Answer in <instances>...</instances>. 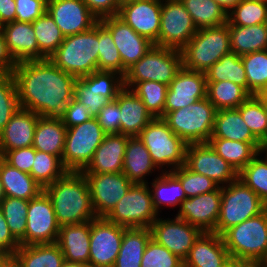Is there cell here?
I'll list each match as a JSON object with an SVG mask.
<instances>
[{"mask_svg":"<svg viewBox=\"0 0 267 267\" xmlns=\"http://www.w3.org/2000/svg\"><path fill=\"white\" fill-rule=\"evenodd\" d=\"M153 181L147 184L152 194V200L155 210L158 214L161 213V209H172L176 206L180 207L181 202L186 199V194L180 181L171 172H160ZM160 212V213H159Z\"/></svg>","mask_w":267,"mask_h":267,"instance_id":"cell-36","label":"cell"},{"mask_svg":"<svg viewBox=\"0 0 267 267\" xmlns=\"http://www.w3.org/2000/svg\"><path fill=\"white\" fill-rule=\"evenodd\" d=\"M32 26L39 51L49 58L58 49L65 36L47 11L32 22Z\"/></svg>","mask_w":267,"mask_h":267,"instance_id":"cell-44","label":"cell"},{"mask_svg":"<svg viewBox=\"0 0 267 267\" xmlns=\"http://www.w3.org/2000/svg\"><path fill=\"white\" fill-rule=\"evenodd\" d=\"M99 21L110 31L121 60L122 76L140 60L154 45L147 38L136 33L118 16H106Z\"/></svg>","mask_w":267,"mask_h":267,"instance_id":"cell-18","label":"cell"},{"mask_svg":"<svg viewBox=\"0 0 267 267\" xmlns=\"http://www.w3.org/2000/svg\"><path fill=\"white\" fill-rule=\"evenodd\" d=\"M250 1L262 2V3L267 4V0H250Z\"/></svg>","mask_w":267,"mask_h":267,"instance_id":"cell-70","label":"cell"},{"mask_svg":"<svg viewBox=\"0 0 267 267\" xmlns=\"http://www.w3.org/2000/svg\"><path fill=\"white\" fill-rule=\"evenodd\" d=\"M231 52L239 56L267 49V23L253 26L229 25Z\"/></svg>","mask_w":267,"mask_h":267,"instance_id":"cell-34","label":"cell"},{"mask_svg":"<svg viewBox=\"0 0 267 267\" xmlns=\"http://www.w3.org/2000/svg\"><path fill=\"white\" fill-rule=\"evenodd\" d=\"M99 21L88 31L65 36L49 59L76 78L98 70Z\"/></svg>","mask_w":267,"mask_h":267,"instance_id":"cell-3","label":"cell"},{"mask_svg":"<svg viewBox=\"0 0 267 267\" xmlns=\"http://www.w3.org/2000/svg\"><path fill=\"white\" fill-rule=\"evenodd\" d=\"M20 108L13 74L0 73V132Z\"/></svg>","mask_w":267,"mask_h":267,"instance_id":"cell-50","label":"cell"},{"mask_svg":"<svg viewBox=\"0 0 267 267\" xmlns=\"http://www.w3.org/2000/svg\"><path fill=\"white\" fill-rule=\"evenodd\" d=\"M118 1H119L120 5H121V4L125 3V2L133 1V0H118Z\"/></svg>","mask_w":267,"mask_h":267,"instance_id":"cell-71","label":"cell"},{"mask_svg":"<svg viewBox=\"0 0 267 267\" xmlns=\"http://www.w3.org/2000/svg\"><path fill=\"white\" fill-rule=\"evenodd\" d=\"M36 149L33 146L6 151L1 157L14 168L30 174Z\"/></svg>","mask_w":267,"mask_h":267,"instance_id":"cell-57","label":"cell"},{"mask_svg":"<svg viewBox=\"0 0 267 267\" xmlns=\"http://www.w3.org/2000/svg\"><path fill=\"white\" fill-rule=\"evenodd\" d=\"M199 28L218 27L227 23V11L214 0H181Z\"/></svg>","mask_w":267,"mask_h":267,"instance_id":"cell-39","label":"cell"},{"mask_svg":"<svg viewBox=\"0 0 267 267\" xmlns=\"http://www.w3.org/2000/svg\"><path fill=\"white\" fill-rule=\"evenodd\" d=\"M141 267H183V260L151 238L145 248Z\"/></svg>","mask_w":267,"mask_h":267,"instance_id":"cell-53","label":"cell"},{"mask_svg":"<svg viewBox=\"0 0 267 267\" xmlns=\"http://www.w3.org/2000/svg\"><path fill=\"white\" fill-rule=\"evenodd\" d=\"M216 107L204 98L171 112L163 119L186 144L208 143L213 131Z\"/></svg>","mask_w":267,"mask_h":267,"instance_id":"cell-7","label":"cell"},{"mask_svg":"<svg viewBox=\"0 0 267 267\" xmlns=\"http://www.w3.org/2000/svg\"><path fill=\"white\" fill-rule=\"evenodd\" d=\"M62 267H91L89 264L65 261Z\"/></svg>","mask_w":267,"mask_h":267,"instance_id":"cell-66","label":"cell"},{"mask_svg":"<svg viewBox=\"0 0 267 267\" xmlns=\"http://www.w3.org/2000/svg\"><path fill=\"white\" fill-rule=\"evenodd\" d=\"M89 10L98 18L117 16L120 10L118 0H83Z\"/></svg>","mask_w":267,"mask_h":267,"instance_id":"cell-60","label":"cell"},{"mask_svg":"<svg viewBox=\"0 0 267 267\" xmlns=\"http://www.w3.org/2000/svg\"><path fill=\"white\" fill-rule=\"evenodd\" d=\"M158 168L139 136L129 137L123 160V173L133 183H148L146 176H151Z\"/></svg>","mask_w":267,"mask_h":267,"instance_id":"cell-29","label":"cell"},{"mask_svg":"<svg viewBox=\"0 0 267 267\" xmlns=\"http://www.w3.org/2000/svg\"><path fill=\"white\" fill-rule=\"evenodd\" d=\"M208 143L237 173L264 148L261 142H241L221 138H210Z\"/></svg>","mask_w":267,"mask_h":267,"instance_id":"cell-33","label":"cell"},{"mask_svg":"<svg viewBox=\"0 0 267 267\" xmlns=\"http://www.w3.org/2000/svg\"><path fill=\"white\" fill-rule=\"evenodd\" d=\"M67 170L58 156L36 150L30 175L43 188L62 177Z\"/></svg>","mask_w":267,"mask_h":267,"instance_id":"cell-45","label":"cell"},{"mask_svg":"<svg viewBox=\"0 0 267 267\" xmlns=\"http://www.w3.org/2000/svg\"><path fill=\"white\" fill-rule=\"evenodd\" d=\"M250 96L243 87L229 80L207 82V98L217 110L238 108Z\"/></svg>","mask_w":267,"mask_h":267,"instance_id":"cell-40","label":"cell"},{"mask_svg":"<svg viewBox=\"0 0 267 267\" xmlns=\"http://www.w3.org/2000/svg\"><path fill=\"white\" fill-rule=\"evenodd\" d=\"M16 64V61L7 49L5 37L0 30V73H12Z\"/></svg>","mask_w":267,"mask_h":267,"instance_id":"cell-61","label":"cell"},{"mask_svg":"<svg viewBox=\"0 0 267 267\" xmlns=\"http://www.w3.org/2000/svg\"><path fill=\"white\" fill-rule=\"evenodd\" d=\"M7 49L18 62L47 59L40 51L32 23L13 21L0 27Z\"/></svg>","mask_w":267,"mask_h":267,"instance_id":"cell-23","label":"cell"},{"mask_svg":"<svg viewBox=\"0 0 267 267\" xmlns=\"http://www.w3.org/2000/svg\"><path fill=\"white\" fill-rule=\"evenodd\" d=\"M56 244L65 261L89 264L90 221L61 226Z\"/></svg>","mask_w":267,"mask_h":267,"instance_id":"cell-28","label":"cell"},{"mask_svg":"<svg viewBox=\"0 0 267 267\" xmlns=\"http://www.w3.org/2000/svg\"><path fill=\"white\" fill-rule=\"evenodd\" d=\"M120 107V134L139 136L141 131L153 120L141 99L129 88L123 87L117 97Z\"/></svg>","mask_w":267,"mask_h":267,"instance_id":"cell-27","label":"cell"},{"mask_svg":"<svg viewBox=\"0 0 267 267\" xmlns=\"http://www.w3.org/2000/svg\"><path fill=\"white\" fill-rule=\"evenodd\" d=\"M50 197L60 226L96 219L88 181L82 172L67 171L44 188Z\"/></svg>","mask_w":267,"mask_h":267,"instance_id":"cell-2","label":"cell"},{"mask_svg":"<svg viewBox=\"0 0 267 267\" xmlns=\"http://www.w3.org/2000/svg\"><path fill=\"white\" fill-rule=\"evenodd\" d=\"M265 209L260 197L237 178L222 187L220 212L213 233L221 236L227 229L262 213Z\"/></svg>","mask_w":267,"mask_h":267,"instance_id":"cell-9","label":"cell"},{"mask_svg":"<svg viewBox=\"0 0 267 267\" xmlns=\"http://www.w3.org/2000/svg\"><path fill=\"white\" fill-rule=\"evenodd\" d=\"M12 74L22 109L56 118L67 112L77 78L58 68L49 58L18 62Z\"/></svg>","mask_w":267,"mask_h":267,"instance_id":"cell-1","label":"cell"},{"mask_svg":"<svg viewBox=\"0 0 267 267\" xmlns=\"http://www.w3.org/2000/svg\"><path fill=\"white\" fill-rule=\"evenodd\" d=\"M238 179L251 188L267 208V154L263 150L238 173Z\"/></svg>","mask_w":267,"mask_h":267,"instance_id":"cell-43","label":"cell"},{"mask_svg":"<svg viewBox=\"0 0 267 267\" xmlns=\"http://www.w3.org/2000/svg\"><path fill=\"white\" fill-rule=\"evenodd\" d=\"M207 97V80L203 72L182 67L168 85L164 116Z\"/></svg>","mask_w":267,"mask_h":267,"instance_id":"cell-20","label":"cell"},{"mask_svg":"<svg viewBox=\"0 0 267 267\" xmlns=\"http://www.w3.org/2000/svg\"><path fill=\"white\" fill-rule=\"evenodd\" d=\"M46 11L64 36L86 32L99 21L83 0H47Z\"/></svg>","mask_w":267,"mask_h":267,"instance_id":"cell-21","label":"cell"},{"mask_svg":"<svg viewBox=\"0 0 267 267\" xmlns=\"http://www.w3.org/2000/svg\"><path fill=\"white\" fill-rule=\"evenodd\" d=\"M197 30L181 1L162 0L158 46L181 50Z\"/></svg>","mask_w":267,"mask_h":267,"instance_id":"cell-13","label":"cell"},{"mask_svg":"<svg viewBox=\"0 0 267 267\" xmlns=\"http://www.w3.org/2000/svg\"><path fill=\"white\" fill-rule=\"evenodd\" d=\"M15 4L18 22L32 23L47 9V0H15Z\"/></svg>","mask_w":267,"mask_h":267,"instance_id":"cell-55","label":"cell"},{"mask_svg":"<svg viewBox=\"0 0 267 267\" xmlns=\"http://www.w3.org/2000/svg\"><path fill=\"white\" fill-rule=\"evenodd\" d=\"M20 246V242L11 233L0 208V255H14Z\"/></svg>","mask_w":267,"mask_h":267,"instance_id":"cell-59","label":"cell"},{"mask_svg":"<svg viewBox=\"0 0 267 267\" xmlns=\"http://www.w3.org/2000/svg\"><path fill=\"white\" fill-rule=\"evenodd\" d=\"M67 128L61 118L39 116L32 146L62 160Z\"/></svg>","mask_w":267,"mask_h":267,"instance_id":"cell-30","label":"cell"},{"mask_svg":"<svg viewBox=\"0 0 267 267\" xmlns=\"http://www.w3.org/2000/svg\"><path fill=\"white\" fill-rule=\"evenodd\" d=\"M98 71L122 75V60L110 31L99 21Z\"/></svg>","mask_w":267,"mask_h":267,"instance_id":"cell-51","label":"cell"},{"mask_svg":"<svg viewBox=\"0 0 267 267\" xmlns=\"http://www.w3.org/2000/svg\"><path fill=\"white\" fill-rule=\"evenodd\" d=\"M223 267H239V260L230 258Z\"/></svg>","mask_w":267,"mask_h":267,"instance_id":"cell-67","label":"cell"},{"mask_svg":"<svg viewBox=\"0 0 267 267\" xmlns=\"http://www.w3.org/2000/svg\"><path fill=\"white\" fill-rule=\"evenodd\" d=\"M159 215L149 184L134 183L105 219L125 228H150Z\"/></svg>","mask_w":267,"mask_h":267,"instance_id":"cell-10","label":"cell"},{"mask_svg":"<svg viewBox=\"0 0 267 267\" xmlns=\"http://www.w3.org/2000/svg\"><path fill=\"white\" fill-rule=\"evenodd\" d=\"M0 267H20L14 255H0Z\"/></svg>","mask_w":267,"mask_h":267,"instance_id":"cell-63","label":"cell"},{"mask_svg":"<svg viewBox=\"0 0 267 267\" xmlns=\"http://www.w3.org/2000/svg\"><path fill=\"white\" fill-rule=\"evenodd\" d=\"M239 267H267L266 261H241L239 260Z\"/></svg>","mask_w":267,"mask_h":267,"instance_id":"cell-65","label":"cell"},{"mask_svg":"<svg viewBox=\"0 0 267 267\" xmlns=\"http://www.w3.org/2000/svg\"><path fill=\"white\" fill-rule=\"evenodd\" d=\"M171 173L180 181L186 198L208 193L219 188V185L205 175L193 172L182 165Z\"/></svg>","mask_w":267,"mask_h":267,"instance_id":"cell-52","label":"cell"},{"mask_svg":"<svg viewBox=\"0 0 267 267\" xmlns=\"http://www.w3.org/2000/svg\"><path fill=\"white\" fill-rule=\"evenodd\" d=\"M123 134H106L82 173H118L123 171V160L128 138Z\"/></svg>","mask_w":267,"mask_h":267,"instance_id":"cell-24","label":"cell"},{"mask_svg":"<svg viewBox=\"0 0 267 267\" xmlns=\"http://www.w3.org/2000/svg\"><path fill=\"white\" fill-rule=\"evenodd\" d=\"M125 229L105 218L90 221L89 265L91 267L114 266Z\"/></svg>","mask_w":267,"mask_h":267,"instance_id":"cell-15","label":"cell"},{"mask_svg":"<svg viewBox=\"0 0 267 267\" xmlns=\"http://www.w3.org/2000/svg\"><path fill=\"white\" fill-rule=\"evenodd\" d=\"M120 115V107L115 99L108 101L96 118L106 134H120Z\"/></svg>","mask_w":267,"mask_h":267,"instance_id":"cell-56","label":"cell"},{"mask_svg":"<svg viewBox=\"0 0 267 267\" xmlns=\"http://www.w3.org/2000/svg\"><path fill=\"white\" fill-rule=\"evenodd\" d=\"M74 97L89 109V113L96 117L108 100L98 95L92 88H88L79 78L75 82Z\"/></svg>","mask_w":267,"mask_h":267,"instance_id":"cell-54","label":"cell"},{"mask_svg":"<svg viewBox=\"0 0 267 267\" xmlns=\"http://www.w3.org/2000/svg\"><path fill=\"white\" fill-rule=\"evenodd\" d=\"M39 115L20 108L0 132V156L8 150L30 147Z\"/></svg>","mask_w":267,"mask_h":267,"instance_id":"cell-26","label":"cell"},{"mask_svg":"<svg viewBox=\"0 0 267 267\" xmlns=\"http://www.w3.org/2000/svg\"><path fill=\"white\" fill-rule=\"evenodd\" d=\"M230 258L241 261L267 260V208L227 229L222 235Z\"/></svg>","mask_w":267,"mask_h":267,"instance_id":"cell-5","label":"cell"},{"mask_svg":"<svg viewBox=\"0 0 267 267\" xmlns=\"http://www.w3.org/2000/svg\"><path fill=\"white\" fill-rule=\"evenodd\" d=\"M143 102L153 117H164L168 85L155 81H142L131 89Z\"/></svg>","mask_w":267,"mask_h":267,"instance_id":"cell-48","label":"cell"},{"mask_svg":"<svg viewBox=\"0 0 267 267\" xmlns=\"http://www.w3.org/2000/svg\"><path fill=\"white\" fill-rule=\"evenodd\" d=\"M207 82H220L229 80L248 92V82L241 56L230 52L222 56L206 72Z\"/></svg>","mask_w":267,"mask_h":267,"instance_id":"cell-38","label":"cell"},{"mask_svg":"<svg viewBox=\"0 0 267 267\" xmlns=\"http://www.w3.org/2000/svg\"><path fill=\"white\" fill-rule=\"evenodd\" d=\"M222 187L181 202L176 217L199 228L202 232H214L218 222Z\"/></svg>","mask_w":267,"mask_h":267,"instance_id":"cell-22","label":"cell"},{"mask_svg":"<svg viewBox=\"0 0 267 267\" xmlns=\"http://www.w3.org/2000/svg\"><path fill=\"white\" fill-rule=\"evenodd\" d=\"M151 238L150 228H126L113 267H141L145 248Z\"/></svg>","mask_w":267,"mask_h":267,"instance_id":"cell-35","label":"cell"},{"mask_svg":"<svg viewBox=\"0 0 267 267\" xmlns=\"http://www.w3.org/2000/svg\"><path fill=\"white\" fill-rule=\"evenodd\" d=\"M152 239L166 247L170 252L184 261L194 242L203 233L199 228L179 217L161 218L152 223Z\"/></svg>","mask_w":267,"mask_h":267,"instance_id":"cell-16","label":"cell"},{"mask_svg":"<svg viewBox=\"0 0 267 267\" xmlns=\"http://www.w3.org/2000/svg\"><path fill=\"white\" fill-rule=\"evenodd\" d=\"M229 259L222 236L203 232L184 259L183 267H223Z\"/></svg>","mask_w":267,"mask_h":267,"instance_id":"cell-25","label":"cell"},{"mask_svg":"<svg viewBox=\"0 0 267 267\" xmlns=\"http://www.w3.org/2000/svg\"><path fill=\"white\" fill-rule=\"evenodd\" d=\"M227 23L237 26H253L267 23V4L241 0L227 12Z\"/></svg>","mask_w":267,"mask_h":267,"instance_id":"cell-46","label":"cell"},{"mask_svg":"<svg viewBox=\"0 0 267 267\" xmlns=\"http://www.w3.org/2000/svg\"><path fill=\"white\" fill-rule=\"evenodd\" d=\"M180 52L182 67L205 73L222 56L231 52L228 23L199 28Z\"/></svg>","mask_w":267,"mask_h":267,"instance_id":"cell-4","label":"cell"},{"mask_svg":"<svg viewBox=\"0 0 267 267\" xmlns=\"http://www.w3.org/2000/svg\"><path fill=\"white\" fill-rule=\"evenodd\" d=\"M27 227L20 245L56 243L60 225L57 221L50 197L43 190L29 200Z\"/></svg>","mask_w":267,"mask_h":267,"instance_id":"cell-12","label":"cell"},{"mask_svg":"<svg viewBox=\"0 0 267 267\" xmlns=\"http://www.w3.org/2000/svg\"><path fill=\"white\" fill-rule=\"evenodd\" d=\"M88 88H92L98 95L108 101L116 99L119 91L124 87V78L113 71H94L92 74L79 78Z\"/></svg>","mask_w":267,"mask_h":267,"instance_id":"cell-47","label":"cell"},{"mask_svg":"<svg viewBox=\"0 0 267 267\" xmlns=\"http://www.w3.org/2000/svg\"><path fill=\"white\" fill-rule=\"evenodd\" d=\"M263 152H267V143L264 145Z\"/></svg>","mask_w":267,"mask_h":267,"instance_id":"cell-72","label":"cell"},{"mask_svg":"<svg viewBox=\"0 0 267 267\" xmlns=\"http://www.w3.org/2000/svg\"><path fill=\"white\" fill-rule=\"evenodd\" d=\"M248 82V93H267V49L241 56Z\"/></svg>","mask_w":267,"mask_h":267,"instance_id":"cell-41","label":"cell"},{"mask_svg":"<svg viewBox=\"0 0 267 267\" xmlns=\"http://www.w3.org/2000/svg\"><path fill=\"white\" fill-rule=\"evenodd\" d=\"M29 200L5 197L0 208L13 236L20 241L25 236Z\"/></svg>","mask_w":267,"mask_h":267,"instance_id":"cell-49","label":"cell"},{"mask_svg":"<svg viewBox=\"0 0 267 267\" xmlns=\"http://www.w3.org/2000/svg\"><path fill=\"white\" fill-rule=\"evenodd\" d=\"M139 138L149 151L158 172H171L185 165L188 144L174 134L163 118H153L141 131Z\"/></svg>","mask_w":267,"mask_h":267,"instance_id":"cell-6","label":"cell"},{"mask_svg":"<svg viewBox=\"0 0 267 267\" xmlns=\"http://www.w3.org/2000/svg\"><path fill=\"white\" fill-rule=\"evenodd\" d=\"M0 179L6 197L31 200L44 190V188L39 185L30 174L14 168L1 156Z\"/></svg>","mask_w":267,"mask_h":267,"instance_id":"cell-31","label":"cell"},{"mask_svg":"<svg viewBox=\"0 0 267 267\" xmlns=\"http://www.w3.org/2000/svg\"><path fill=\"white\" fill-rule=\"evenodd\" d=\"M214 1L228 12L235 5H237L241 0H214Z\"/></svg>","mask_w":267,"mask_h":267,"instance_id":"cell-64","label":"cell"},{"mask_svg":"<svg viewBox=\"0 0 267 267\" xmlns=\"http://www.w3.org/2000/svg\"><path fill=\"white\" fill-rule=\"evenodd\" d=\"M83 174L88 181L91 203L97 218H105L134 184L123 172Z\"/></svg>","mask_w":267,"mask_h":267,"instance_id":"cell-14","label":"cell"},{"mask_svg":"<svg viewBox=\"0 0 267 267\" xmlns=\"http://www.w3.org/2000/svg\"><path fill=\"white\" fill-rule=\"evenodd\" d=\"M185 166L205 175L219 185L226 186L238 178L236 170L225 161L209 143L188 144Z\"/></svg>","mask_w":267,"mask_h":267,"instance_id":"cell-17","label":"cell"},{"mask_svg":"<svg viewBox=\"0 0 267 267\" xmlns=\"http://www.w3.org/2000/svg\"><path fill=\"white\" fill-rule=\"evenodd\" d=\"M106 133L96 117L67 128L62 164L67 171L82 172L93 158Z\"/></svg>","mask_w":267,"mask_h":267,"instance_id":"cell-11","label":"cell"},{"mask_svg":"<svg viewBox=\"0 0 267 267\" xmlns=\"http://www.w3.org/2000/svg\"><path fill=\"white\" fill-rule=\"evenodd\" d=\"M162 0H133L120 5L118 17L158 46Z\"/></svg>","mask_w":267,"mask_h":267,"instance_id":"cell-19","label":"cell"},{"mask_svg":"<svg viewBox=\"0 0 267 267\" xmlns=\"http://www.w3.org/2000/svg\"><path fill=\"white\" fill-rule=\"evenodd\" d=\"M14 256L20 267H62L65 258L56 243L21 245Z\"/></svg>","mask_w":267,"mask_h":267,"instance_id":"cell-37","label":"cell"},{"mask_svg":"<svg viewBox=\"0 0 267 267\" xmlns=\"http://www.w3.org/2000/svg\"><path fill=\"white\" fill-rule=\"evenodd\" d=\"M16 20L15 0H0V27Z\"/></svg>","mask_w":267,"mask_h":267,"instance_id":"cell-62","label":"cell"},{"mask_svg":"<svg viewBox=\"0 0 267 267\" xmlns=\"http://www.w3.org/2000/svg\"><path fill=\"white\" fill-rule=\"evenodd\" d=\"M182 68L178 49L153 45L148 52L131 66L124 78V86L132 89L142 81H155L169 85Z\"/></svg>","mask_w":267,"mask_h":267,"instance_id":"cell-8","label":"cell"},{"mask_svg":"<svg viewBox=\"0 0 267 267\" xmlns=\"http://www.w3.org/2000/svg\"><path fill=\"white\" fill-rule=\"evenodd\" d=\"M5 197H6V195L4 192L3 184H2L1 179H0V203Z\"/></svg>","mask_w":267,"mask_h":267,"instance_id":"cell-68","label":"cell"},{"mask_svg":"<svg viewBox=\"0 0 267 267\" xmlns=\"http://www.w3.org/2000/svg\"><path fill=\"white\" fill-rule=\"evenodd\" d=\"M263 103H264V107L267 113V93L263 94Z\"/></svg>","mask_w":267,"mask_h":267,"instance_id":"cell-69","label":"cell"},{"mask_svg":"<svg viewBox=\"0 0 267 267\" xmlns=\"http://www.w3.org/2000/svg\"><path fill=\"white\" fill-rule=\"evenodd\" d=\"M211 138L260 142L246 125L237 108L217 110Z\"/></svg>","mask_w":267,"mask_h":267,"instance_id":"cell-32","label":"cell"},{"mask_svg":"<svg viewBox=\"0 0 267 267\" xmlns=\"http://www.w3.org/2000/svg\"><path fill=\"white\" fill-rule=\"evenodd\" d=\"M93 116L89 113L88 107L75 97L72 99L67 112L61 117L66 128L79 125L90 120Z\"/></svg>","mask_w":267,"mask_h":267,"instance_id":"cell-58","label":"cell"},{"mask_svg":"<svg viewBox=\"0 0 267 267\" xmlns=\"http://www.w3.org/2000/svg\"><path fill=\"white\" fill-rule=\"evenodd\" d=\"M237 109L253 135L265 145L267 143V113L263 103V94L251 95Z\"/></svg>","mask_w":267,"mask_h":267,"instance_id":"cell-42","label":"cell"}]
</instances>
